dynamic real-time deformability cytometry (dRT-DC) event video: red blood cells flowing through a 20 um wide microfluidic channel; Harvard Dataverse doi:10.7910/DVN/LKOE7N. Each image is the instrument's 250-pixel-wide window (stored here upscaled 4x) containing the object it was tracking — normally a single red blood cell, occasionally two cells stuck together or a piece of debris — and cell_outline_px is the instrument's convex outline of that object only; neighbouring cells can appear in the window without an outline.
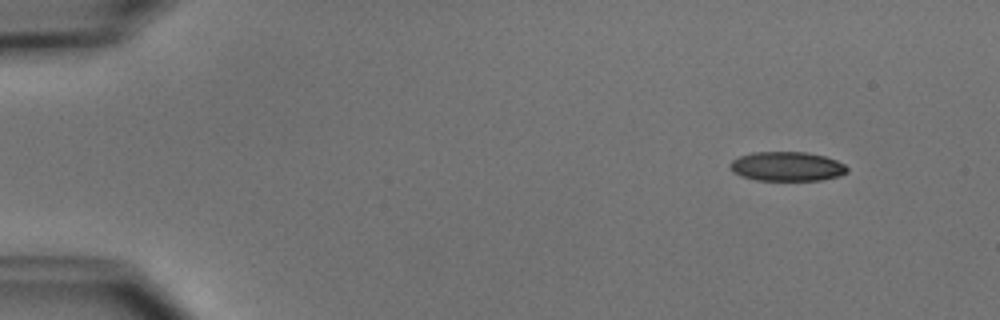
{"species": "common noctule bat (a hibernating species)", "species_latin": "Nyctalus noctula", "temperature_condition": "cold", "stored_images_in_passage": 4, "camera_frame_rate_fps": 3000, "um_per_image_px": 0.085, "animal": {"sex": "male", "body_mass_g": 15.6}, "frame": {"image": 1, "passage_image": 1, "time_ms": 0.0, "image_size_px": [1000, 320], "cell_outline_px": [[848, 172], [840, 176], [820, 180], [756, 180], [740, 176], [732, 172], [728, 168], [728, 164], [732, 160], [740, 156], [752, 152], [804, 152], [824, 156], [836, 160], [844, 164], [848, 168]], "centroid_in_image_um": [66.86, 14.15], "position_along_channel_um": 18.1, "area_um2": 20.17}}
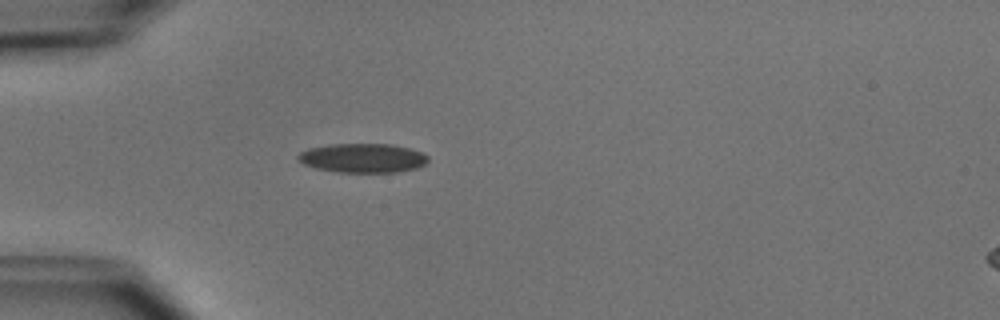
{"frame": {"image": 2, "passage_image": 4, "time_ms": 3.333, "image_size_px": [1000, 320], "cell_outline_px": [[428, 160], [424, 164], [416, 168], [396, 172], [336, 172], [316, 168], [304, 164], [296, 160], [296, 156], [300, 152], [308, 148], [328, 144], [392, 144], [424, 152], [428, 156]], "centroid_in_image_um": [30.8, 13.42], "position_along_channel_um": 54.2, "area_um2": 22.25}}